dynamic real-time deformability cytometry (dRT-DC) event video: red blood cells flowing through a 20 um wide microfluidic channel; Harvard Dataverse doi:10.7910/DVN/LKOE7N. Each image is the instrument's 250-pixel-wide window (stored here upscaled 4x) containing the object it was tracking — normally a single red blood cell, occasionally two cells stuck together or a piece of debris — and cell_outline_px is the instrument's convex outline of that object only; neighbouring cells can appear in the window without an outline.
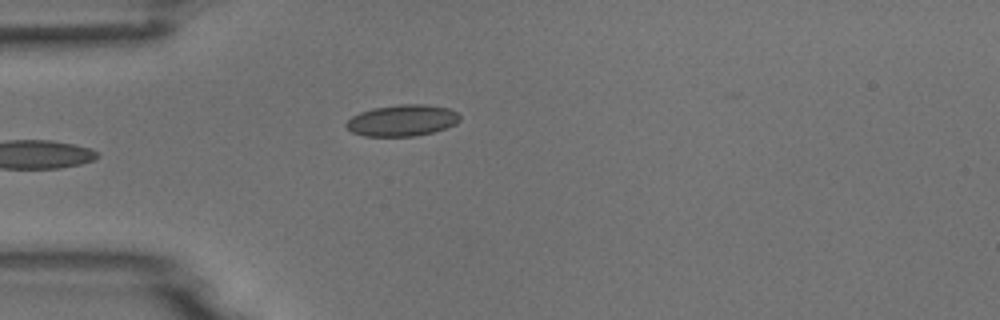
{"species": "common noctule bat (a hibernating species)", "species_latin": "Nyctalus noctula", "temperature_condition": "room temperature", "stored_images_in_passage": 6, "camera_frame_rate_fps": 3000, "um_per_image_px": 0.085, "animal": {"sex": "male", "body_mass_g": 18.8}, "frame": {"image": 1, "passage_image": 6, "time_ms": 5.667, "image_size_px": [1000, 320], "cell_outline_px": [[460, 120], [456, 124], [432, 132], [416, 136], [364, 136], [352, 132], [344, 124], [352, 116], [360, 112], [372, 108], [400, 104], [428, 104], [448, 108], [456, 112], [460, 116]], "centroid_in_image_um": [34.18, 10.23], "position_along_channel_um": 50.8, "area_um2": 20.81}}